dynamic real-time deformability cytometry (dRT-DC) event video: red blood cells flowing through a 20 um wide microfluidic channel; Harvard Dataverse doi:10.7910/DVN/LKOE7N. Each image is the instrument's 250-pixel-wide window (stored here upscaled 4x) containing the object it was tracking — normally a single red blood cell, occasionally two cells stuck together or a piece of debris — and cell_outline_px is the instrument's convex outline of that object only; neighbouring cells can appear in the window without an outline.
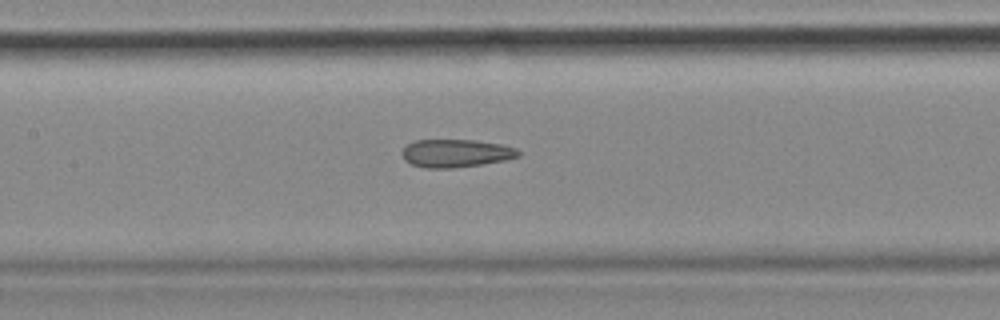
{"species": "common noctule bat (a hibernating species)", "species_latin": "Nyctalus noctula", "temperature_condition": "cold", "stored_images_in_passage": 37, "camera_frame_rate_fps": 3000, "um_per_image_px": 0.085, "animal": {"sex": "female", "body_mass_g": 18.4}, "frame": {"image": 1, "passage_image": 25, "time_ms": 8.0, "image_size_px": [1000, 320], "cell_outline_px": [[520, 156], [504, 160], [480, 164], [452, 168], [424, 168], [412, 164], [404, 160], [400, 152], [408, 144], [416, 140], [476, 140], [504, 144], [516, 148], [520, 152]], "centroid_in_image_um": [38.75, 13.02], "position_along_channel_um": 168.7, "area_um2": 19.02}}